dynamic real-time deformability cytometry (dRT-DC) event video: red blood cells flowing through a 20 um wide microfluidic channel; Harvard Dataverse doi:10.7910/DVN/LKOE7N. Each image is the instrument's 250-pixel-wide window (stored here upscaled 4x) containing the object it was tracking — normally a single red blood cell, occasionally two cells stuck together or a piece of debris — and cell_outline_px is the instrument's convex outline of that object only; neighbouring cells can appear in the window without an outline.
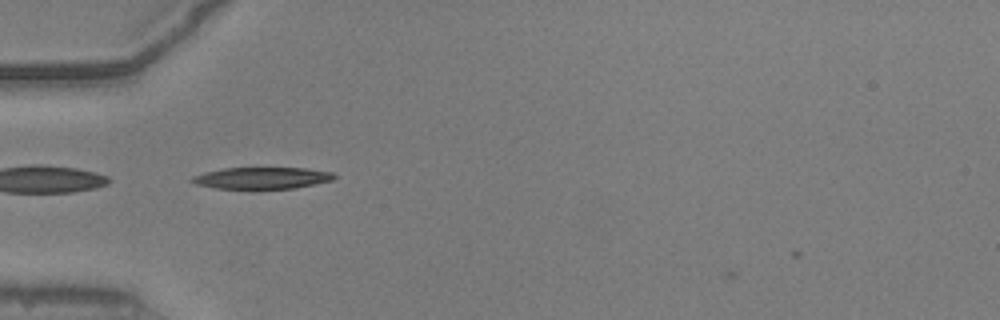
{"species": "common noctule bat (a hibernating species)", "species_latin": "Nyctalus noctula", "temperature_condition": "warm", "stored_images_in_passage": 36, "camera_frame_rate_fps": 3000, "um_per_image_px": 0.085, "animal": {"sex": "male", "body_mass_g": 20.5, "forearm_length_mm": 52.5}, "frame": {"image": 1, "passage_image": 1, "time_ms": 0.0, "image_size_px": [1000, 320], "cell_outline_px": [[336, 176], [332, 180], [296, 188], [216, 188], [196, 184], [188, 180], [192, 176], [204, 172], [224, 168], [304, 168], [332, 172]], "centroid_in_image_um": [22.23, 15.12], "position_along_channel_um": 62.8, "area_um2": 17.74}}
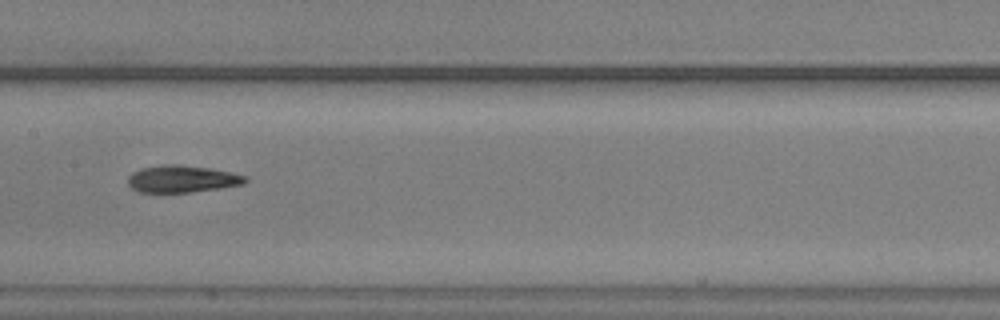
{"frame": {"image": 2, "passage_image": 11, "time_ms": 3.333, "image_size_px": [1000, 320], "cell_outline_px": [[248, 180], [244, 184], [220, 188], [192, 192], [140, 192], [132, 188], [128, 184], [128, 176], [132, 172], [144, 168], [164, 164], [180, 164], [212, 168], [248, 176]], "centroid_in_image_um": [15.51, 15.2], "position_along_channel_um": 191.9, "area_um2": 18.61}}
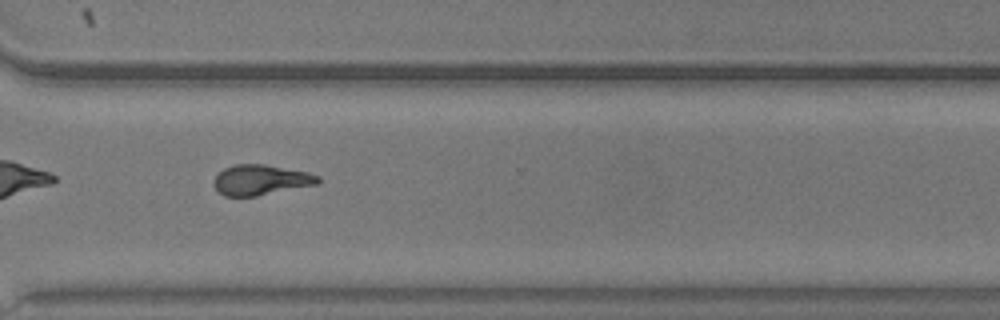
{"frame": {"image": 3, "passage_image": 23, "time_ms": 7.333, "image_size_px": [1000, 320], "cell_outline_px": [[320, 184], [256, 196], [224, 196], [212, 184], [212, 180], [216, 172], [232, 164], [264, 164], [308, 172], [320, 176]], "centroid_in_image_um": [22.14, 15.28], "position_along_channel_um": 348.5, "area_um2": 18.73}}